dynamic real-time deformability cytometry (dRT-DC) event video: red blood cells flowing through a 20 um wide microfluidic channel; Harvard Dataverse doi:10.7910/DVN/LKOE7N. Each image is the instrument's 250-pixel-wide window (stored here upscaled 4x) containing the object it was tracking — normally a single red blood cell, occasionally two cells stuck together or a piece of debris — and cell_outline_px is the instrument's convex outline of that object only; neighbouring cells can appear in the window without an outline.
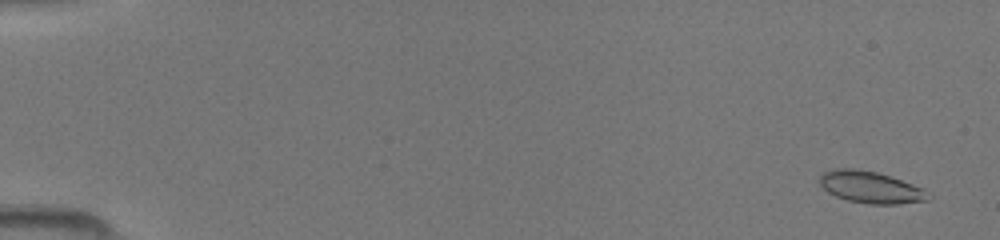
{"species": "common noctule bat (a hibernating species)", "species_latin": "Nyctalus noctula", "temperature_condition": "room temperature", "stored_images_in_passage": 49, "camera_frame_rate_fps": 3000, "um_per_image_px": 0.085, "animal": {"sex": "female", "body_mass_g": 19.5, "forearm_length_mm": 54.1}, "frame": {"image": 1, "passage_image": 3, "time_ms": 0.667, "image_size_px": [1000, 240], "cell_outline_px": [[932, 196], [928, 200], [896, 204], [868, 204], [848, 200], [836, 196], [828, 192], [820, 184], [820, 176], [824, 172], [836, 168], [852, 168], [876, 172], [924, 188]], "centroid_in_image_um": [74.02, 15.92], "position_along_channel_um": 11.0, "area_um2": 19.94}}
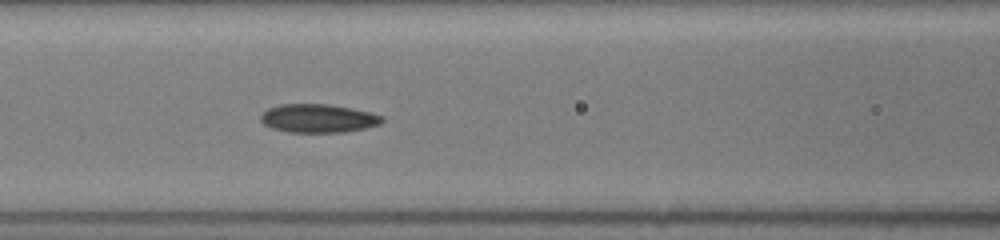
{"frame": {"image": 2, "passage_image": 23, "time_ms": 7.333, "image_size_px": [1000, 240], "cell_outline_px": [[384, 120], [380, 124], [364, 128], [344, 132], [288, 132], [272, 128], [264, 124], [260, 120], [260, 116], [268, 108], [280, 104], [328, 104], [352, 108], [384, 116]], "centroid_in_image_um": [27.04, 10.05], "position_along_channel_um": 139.6, "area_um2": 20.11}}
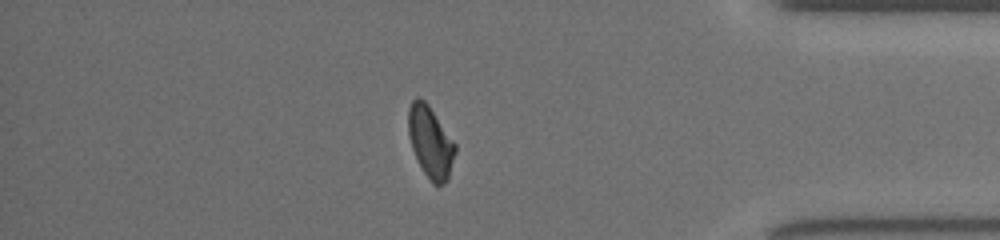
{"frame": {"image": 3, "passage_image": 43, "time_ms": 14.0, "image_size_px": [1000, 240], "cell_outline_px": [[456, 152], [448, 180], [444, 184], [436, 188], [432, 184], [424, 172], [412, 148], [408, 132], [408, 108], [412, 100], [416, 96], [424, 100], [428, 104], [456, 144]], "centroid_in_image_um": [36.6, 12.09], "position_along_channel_um": 398.6, "area_um2": 19.65}}